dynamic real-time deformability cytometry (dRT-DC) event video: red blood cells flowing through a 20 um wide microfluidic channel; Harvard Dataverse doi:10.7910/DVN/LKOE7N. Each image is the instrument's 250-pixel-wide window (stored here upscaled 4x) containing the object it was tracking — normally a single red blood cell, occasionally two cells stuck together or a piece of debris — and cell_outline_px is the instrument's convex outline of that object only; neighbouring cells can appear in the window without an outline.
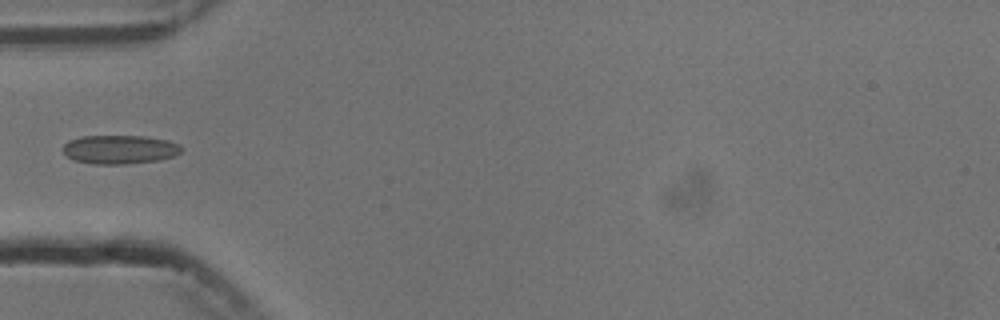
{"species": "common noctule bat (a hibernating species)", "species_latin": "Nyctalus noctula", "temperature_condition": "cold", "stored_images_in_passage": 5, "camera_frame_rate_fps": 3000, "um_per_image_px": 0.085, "animal": {"sex": "male", "body_mass_g": 13.3}, "frame": {"image": 1, "passage_image": 5, "time_ms": 5.667, "image_size_px": [1000, 320], "cell_outline_px": [[180, 152], [172, 156], [156, 160], [124, 164], [92, 164], [72, 160], [64, 152], [64, 144], [68, 140], [80, 136], [144, 136], [168, 140], [180, 144]], "centroid_in_image_um": [10.13, 12.7], "position_along_channel_um": 74.9, "area_um2": 19.77}}